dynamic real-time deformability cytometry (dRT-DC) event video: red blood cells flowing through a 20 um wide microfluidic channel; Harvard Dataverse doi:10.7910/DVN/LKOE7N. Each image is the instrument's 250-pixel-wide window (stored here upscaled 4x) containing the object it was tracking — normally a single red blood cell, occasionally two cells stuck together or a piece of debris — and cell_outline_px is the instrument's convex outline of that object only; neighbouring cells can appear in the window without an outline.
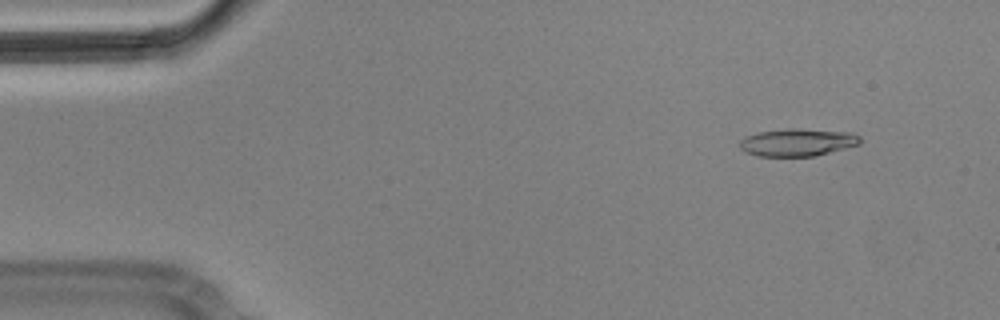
{"species": "Egyptian fruit bat (a non-hibernating species)", "species_latin": "Rousettus aegyptiacus", "temperature_condition": "cold", "stored_images_in_passage": 6, "segment_of_instrument_passage": [2, 2], "camera_frame_rate_fps": 3000, "um_per_image_px": 0.085, "animal": {"sex": "male"}, "frame": {"image": 1, "passage_image": 6, "time_ms": 1.667, "image_size_px": [1000, 320], "cell_outline_px": [[860, 144], [816, 156], [756, 156], [744, 152], [740, 148], [740, 140], [744, 136], [756, 132], [788, 128], [796, 128], [852, 132], [860, 136]], "centroid_in_image_um": [67.76, 12.09], "position_along_channel_um": 17.2, "area_um2": 19.59}}